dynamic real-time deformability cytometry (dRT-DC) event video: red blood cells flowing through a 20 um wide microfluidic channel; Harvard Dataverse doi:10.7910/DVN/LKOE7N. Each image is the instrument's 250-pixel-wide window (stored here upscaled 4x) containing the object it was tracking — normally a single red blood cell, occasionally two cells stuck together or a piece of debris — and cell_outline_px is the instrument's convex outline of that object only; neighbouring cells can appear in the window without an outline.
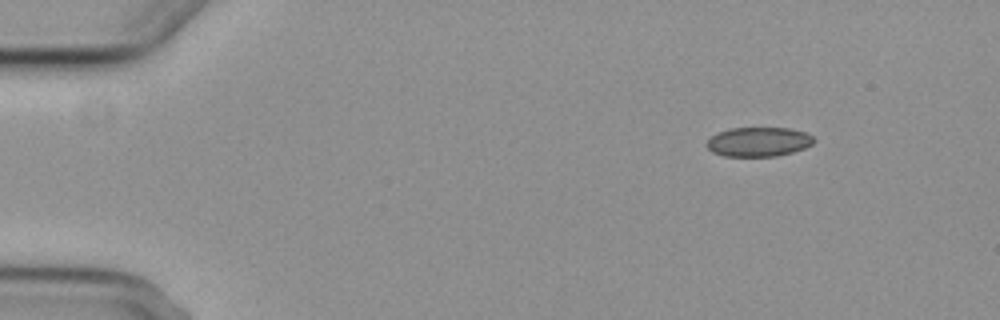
{"species": "common noctule bat (a hibernating species)", "species_latin": "Nyctalus noctula", "temperature_condition": "cold", "stored_images_in_passage": 4, "camera_frame_rate_fps": 3000, "um_per_image_px": 0.085, "animal": {"sex": "female", "body_mass_g": 29.2, "forearm_length_mm": 56.3}, "frame": {"image": 1, "passage_image": 1, "time_ms": 0.0, "image_size_px": [1000, 320], "cell_outline_px": [[816, 140], [812, 144], [804, 148], [792, 152], [776, 156], [724, 156], [712, 152], [704, 144], [712, 136], [720, 132], [732, 128], [788, 128], [804, 132], [812, 136]], "centroid_in_image_um": [64.47, 12.06], "position_along_channel_um": 20.5, "area_um2": 18.21}}
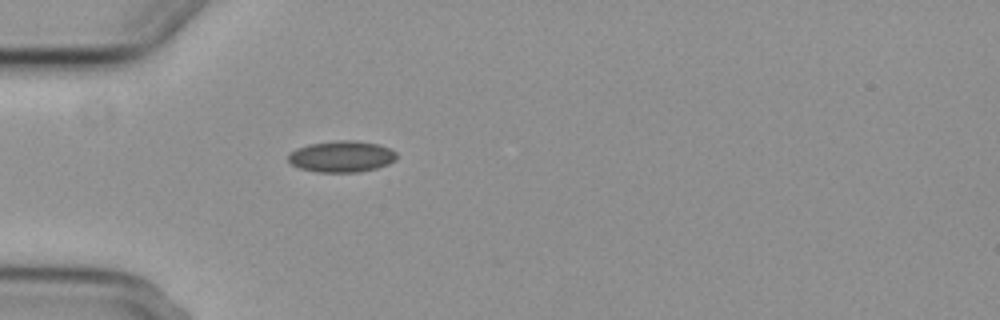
{"frame": {"image": 2, "passage_image": 4, "time_ms": 3.333, "image_size_px": [1000, 320], "cell_outline_px": [[396, 160], [388, 164], [376, 168], [356, 172], [316, 172], [300, 168], [292, 164], [288, 160], [288, 156], [296, 148], [308, 144], [336, 140], [356, 140], [380, 144], [396, 152]], "centroid_in_image_um": [29.04, 13.29], "position_along_channel_um": 56.0, "area_um2": 19.83}}